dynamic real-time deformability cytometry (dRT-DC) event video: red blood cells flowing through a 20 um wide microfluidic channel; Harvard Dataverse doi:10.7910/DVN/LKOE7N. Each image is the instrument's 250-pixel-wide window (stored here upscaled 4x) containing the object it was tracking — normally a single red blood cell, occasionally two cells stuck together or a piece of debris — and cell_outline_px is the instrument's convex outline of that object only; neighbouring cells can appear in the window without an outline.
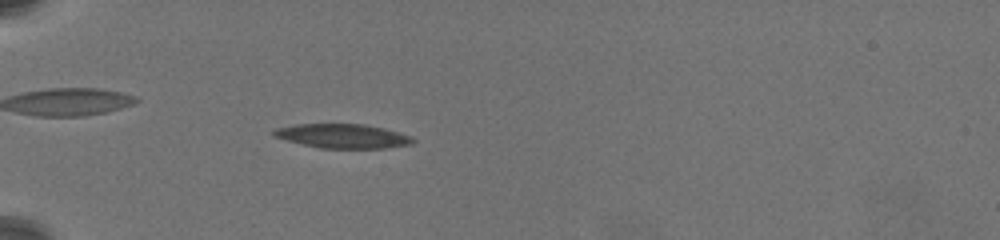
{"species": "common noctule bat (a hibernating species)", "species_latin": "Nyctalus noctula", "temperature_condition": "warm", "stored_images_in_passage": 25, "camera_frame_rate_fps": 3000, "um_per_image_px": 0.085, "animal": {"sex": "female", "body_mass_g": 19.5, "forearm_length_mm": 54.1}, "frame": {"image": 1, "passage_image": 10, "time_ms": 2.667, "image_size_px": [1000, 240], "cell_outline_px": [[416, 140], [412, 144], [384, 148], [320, 148], [272, 136], [272, 132], [276, 128], [296, 124], [364, 124], [384, 128], [412, 136]], "centroid_in_image_um": [29.16, 11.56], "position_along_channel_um": 55.8, "area_um2": 19.54}}
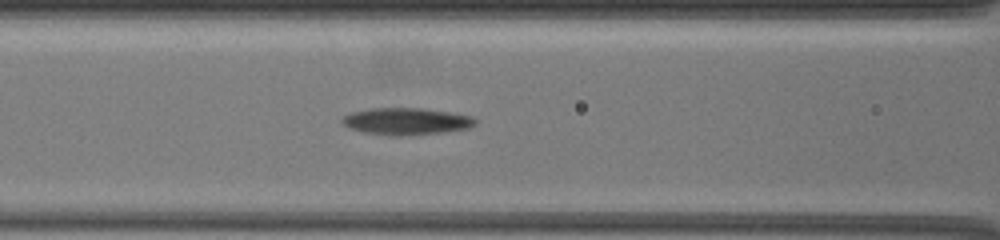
{"frame": {"image": 2, "passage_image": 20, "time_ms": 5.667, "image_size_px": [1000, 240], "cell_outline_px": [[476, 124], [468, 128], [444, 132], [400, 136], [392, 136], [364, 132], [348, 128], [340, 120], [344, 116], [352, 112], [372, 108], [420, 108], [448, 112], [472, 116], [476, 120]], "centroid_in_image_um": [34.52, 10.31], "position_along_channel_um": 132.1, "area_um2": 20.81}}
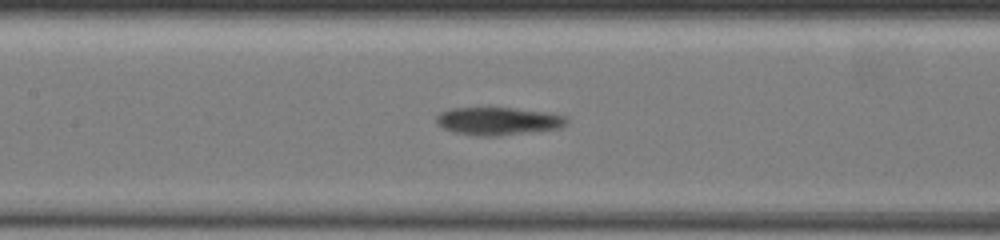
{"frame": {"image": 3, "passage_image": 23, "time_ms": 6.667, "image_size_px": [1000, 240], "cell_outline_px": [[568, 120], [560, 128], [500, 136], [476, 136], [452, 132], [444, 128], [436, 120], [436, 116], [440, 112], [452, 108], [508, 108], [540, 112], [564, 116]], "centroid_in_image_um": [42.28, 10.31], "position_along_channel_um": 165.1, "area_um2": 20.75}}